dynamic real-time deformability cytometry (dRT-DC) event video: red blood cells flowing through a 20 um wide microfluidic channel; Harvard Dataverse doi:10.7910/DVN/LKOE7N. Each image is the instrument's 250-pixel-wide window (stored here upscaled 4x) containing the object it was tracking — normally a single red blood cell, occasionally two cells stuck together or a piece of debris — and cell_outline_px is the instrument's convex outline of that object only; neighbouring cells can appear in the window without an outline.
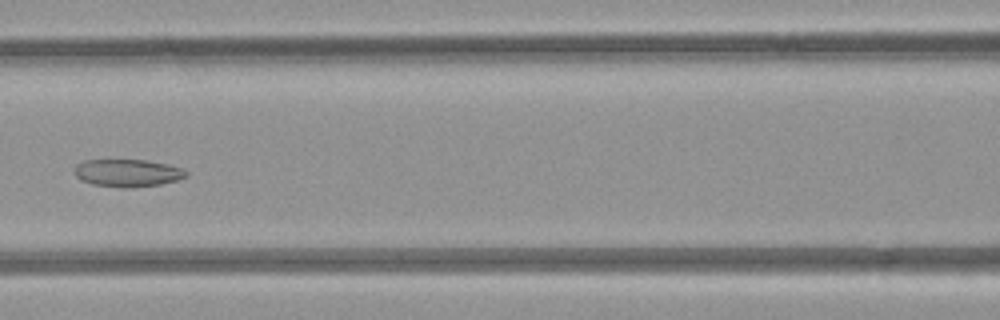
{"species": "common noctule bat (a hibernating species)", "species_latin": "Nyctalus noctula", "temperature_condition": "room temperature", "stored_images_in_passage": 7, "camera_frame_rate_fps": 3000, "um_per_image_px": 0.085, "animal": {"sex": "female", "body_mass_g": 21.9}, "frame": {"image": 1, "passage_image": 6, "time_ms": 6.667, "image_size_px": [1000, 320], "cell_outline_px": [[188, 176], [176, 180], [160, 184], [128, 188], [120, 188], [92, 184], [80, 180], [76, 176], [76, 164], [84, 160], [144, 160], [168, 164], [184, 168], [188, 172]], "centroid_in_image_um": [10.86, 14.7], "position_along_channel_um": 155.7, "area_um2": 17.98}}
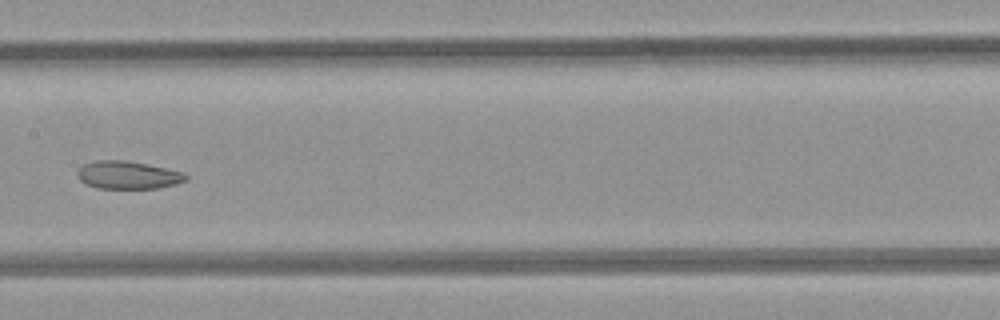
{"frame": {"image": 2, "passage_image": 7, "time_ms": 7.667, "image_size_px": [1000, 320], "cell_outline_px": [[188, 180], [176, 184], [160, 188], [96, 188], [80, 180], [76, 172], [84, 164], [96, 160], [124, 160], [184, 172], [188, 176]], "centroid_in_image_um": [10.89, 14.88], "position_along_channel_um": 196.5, "area_um2": 17.46}}